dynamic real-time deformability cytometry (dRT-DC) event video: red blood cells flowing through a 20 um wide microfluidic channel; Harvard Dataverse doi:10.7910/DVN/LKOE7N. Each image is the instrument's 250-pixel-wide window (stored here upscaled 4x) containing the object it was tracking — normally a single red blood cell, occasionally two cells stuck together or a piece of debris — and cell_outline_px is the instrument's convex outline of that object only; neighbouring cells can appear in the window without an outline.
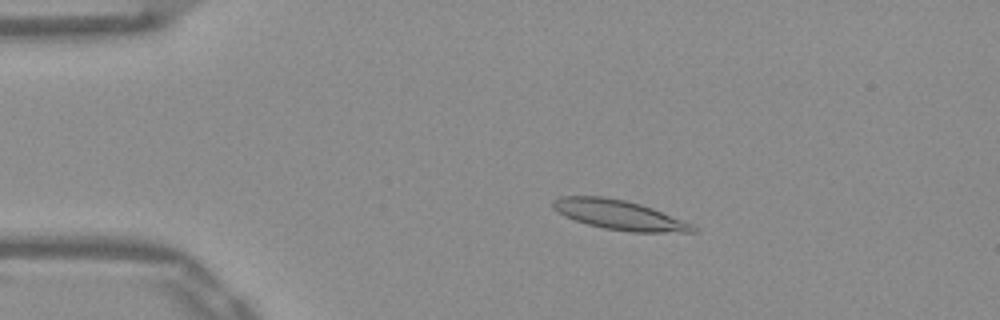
{"species": "Egyptian fruit bat (a non-hibernating species)", "species_latin": "Rousettus aegyptiacus", "temperature_condition": "warm", "stored_images_in_passage": 52, "camera_frame_rate_fps": 3000, "um_per_image_px": 0.085, "frame": {"image": 1, "passage_image": 10, "time_ms": 3.0, "image_size_px": [1000, 320], "cell_outline_px": [[700, 228], [696, 232], [632, 232], [604, 228], [588, 224], [564, 216], [552, 208], [552, 200], [560, 196], [604, 196], [624, 200], [640, 204], [652, 208], [692, 224]], "centroid_in_image_um": [52.62, 18.26], "position_along_channel_um": 32.4, "area_um2": 24.04}}
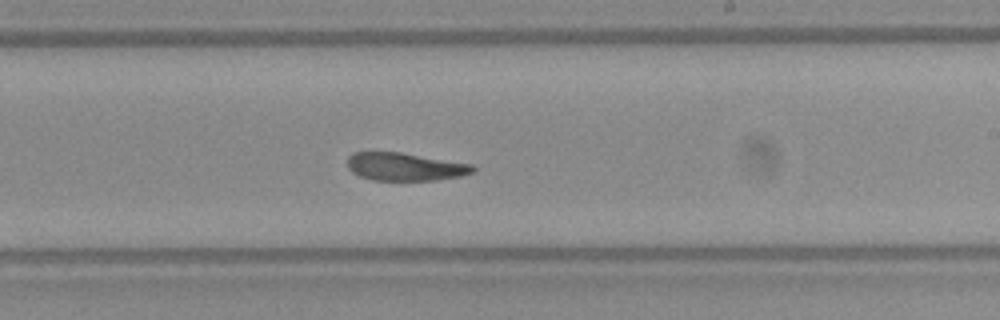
{"frame": {"image": 2, "passage_image": 31, "time_ms": 10.0, "image_size_px": [1000, 320], "cell_outline_px": [[476, 172], [460, 176], [436, 180], [372, 180], [360, 176], [352, 172], [348, 168], [348, 156], [352, 152], [400, 152], [472, 164], [476, 168]], "centroid_in_image_um": [34.43, 14.17], "position_along_channel_um": 254.6, "area_um2": 20.46}}
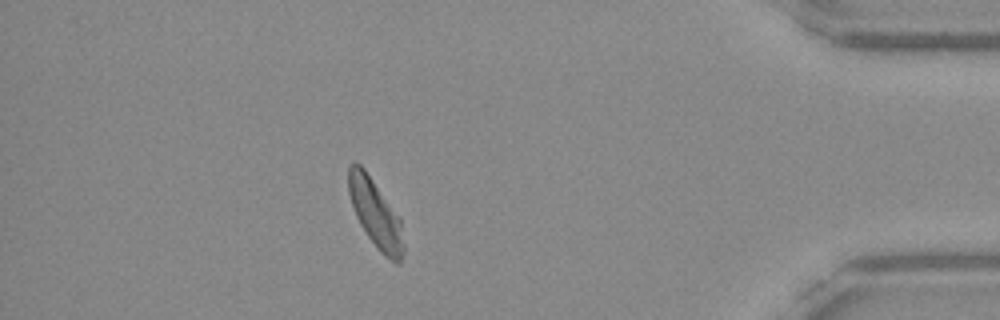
{"frame": {"image": 3, "passage_image": 46, "time_ms": 15.0, "image_size_px": [1000, 320], "cell_outline_px": [[404, 252], [400, 264], [396, 264], [384, 256], [380, 252], [368, 236], [360, 224], [356, 216], [348, 192], [348, 168], [356, 160], [364, 168], [400, 216], [404, 248]], "centroid_in_image_um": [31.93, 18.16], "position_along_channel_um": 403.3, "area_um2": 21.96}, "authors_computed_cell_mechanics": {"area_um2": 22.253, "velocity_mm_per_s": 3.8693, "shape_relaxation_time_tau1_ms": null, "shape_relaxation_time_tau2_ms": 3.2078, "deformation_change_tau1": null, "deformation_change_tau2": 0.0973}}